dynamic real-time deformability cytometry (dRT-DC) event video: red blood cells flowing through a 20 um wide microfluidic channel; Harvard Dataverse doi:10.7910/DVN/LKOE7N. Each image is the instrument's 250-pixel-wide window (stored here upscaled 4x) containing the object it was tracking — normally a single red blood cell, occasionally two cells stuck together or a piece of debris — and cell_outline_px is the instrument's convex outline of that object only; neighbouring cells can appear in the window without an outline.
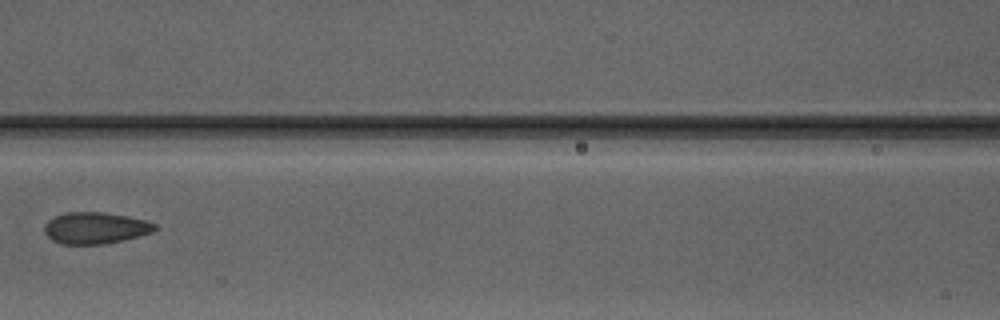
{"species": "Egyptian fruit bat (a non-hibernating species)", "species_latin": "Rousettus aegyptiacus", "temperature_condition": "warm", "stored_images_in_passage": 7, "camera_frame_rate_fps": 3000, "um_per_image_px": 0.085, "animal": {"sex": "male"}, "frame": {"image": 1, "passage_image": 7, "time_ms": 7.667, "image_size_px": [1000, 320], "cell_outline_px": [[160, 228], [152, 232], [124, 240], [104, 244], [60, 244], [52, 240], [44, 232], [44, 224], [48, 220], [64, 212], [104, 212], [128, 216], [144, 220], [156, 224]], "centroid_in_image_um": [8.11, 19.38], "position_along_channel_um": 158.5, "area_um2": 20.46}}